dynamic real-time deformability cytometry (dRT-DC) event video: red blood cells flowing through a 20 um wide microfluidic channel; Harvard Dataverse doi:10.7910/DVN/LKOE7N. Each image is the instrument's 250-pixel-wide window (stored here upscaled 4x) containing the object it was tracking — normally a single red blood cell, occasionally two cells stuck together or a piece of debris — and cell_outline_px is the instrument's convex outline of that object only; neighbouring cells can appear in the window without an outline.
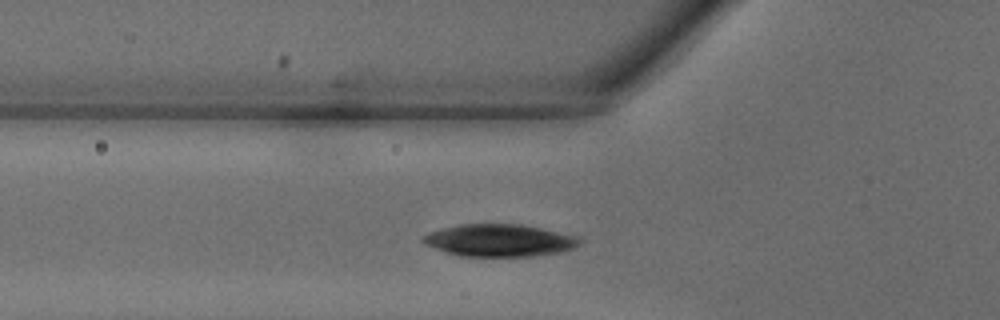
{"species": "common noctule bat (a hibernating species)", "species_latin": "Nyctalus noctula", "temperature_condition": "warm", "stored_images_in_passage": 25, "camera_frame_rate_fps": 3000, "um_per_image_px": 0.085, "animal": {"sex": "male", "body_mass_g": 18.8}, "frame": {"image": 1, "passage_image": 5, "time_ms": 1.333, "image_size_px": [1000, 320], "cell_outline_px": [[584, 240], [580, 244], [572, 248], [560, 252], [536, 256], [460, 256], [424, 244], [420, 240], [428, 232], [460, 224], [520, 224], [580, 236]], "centroid_in_image_um": [42.49, 20.43], "position_along_channel_um": 83.3, "area_um2": 29.48}}
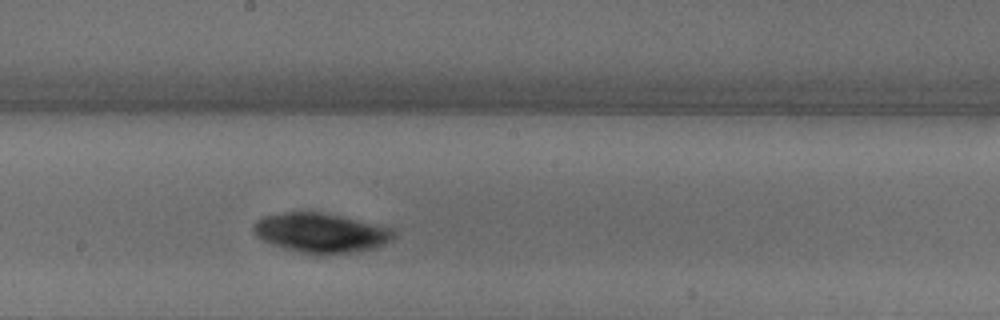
{"frame": {"image": 2, "passage_image": 13, "time_ms": 4.0, "image_size_px": [1000, 320], "cell_outline_px": [[396, 236], [392, 240], [376, 248], [352, 252], [300, 252], [284, 248], [260, 240], [256, 236], [252, 228], [256, 220], [264, 216], [284, 212], [324, 212], [396, 228]], "centroid_in_image_um": [27.31, 19.76], "position_along_channel_um": 220.9, "area_um2": 32.19}}
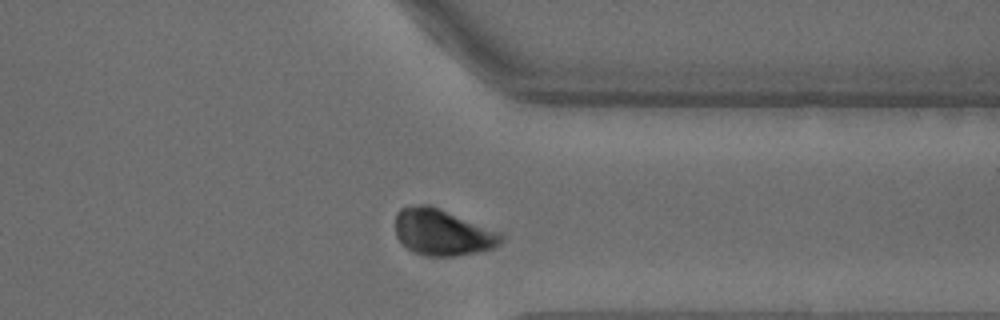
{"frame": {"image": 3, "passage_image": 22, "time_ms": 7.0, "image_size_px": [1000, 320], "cell_outline_px": [[504, 240], [500, 244], [492, 248], [480, 252], [456, 256], [424, 256], [412, 252], [400, 244], [396, 236], [396, 212], [400, 208], [420, 204], [428, 204], [504, 232]], "centroid_in_image_um": [37.63, 19.76], "position_along_channel_um": 373.8, "area_um2": 29.25}}